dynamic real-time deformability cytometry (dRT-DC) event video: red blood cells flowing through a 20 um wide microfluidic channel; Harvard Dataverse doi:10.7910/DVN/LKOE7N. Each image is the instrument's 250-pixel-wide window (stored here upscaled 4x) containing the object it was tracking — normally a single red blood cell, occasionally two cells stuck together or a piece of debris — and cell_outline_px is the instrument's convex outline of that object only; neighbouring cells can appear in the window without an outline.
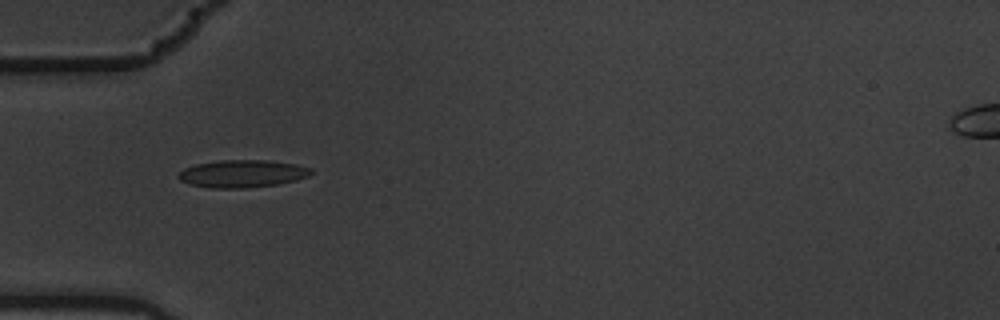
{"species": "common noctule bat (a hibernating species)", "species_latin": "Nyctalus noctula", "temperature_condition": "warm", "stored_images_in_passage": 6, "camera_frame_rate_fps": 3000, "um_per_image_px": 0.085, "animal": {"sex": "male", "body_mass_g": 19.5, "forearm_length_mm": 54.6}, "frame": {"image": 1, "passage_image": 5, "time_ms": 1.333, "image_size_px": [1000, 320], "cell_outline_px": [[312, 172], [308, 176], [296, 180], [276, 184], [244, 188], [212, 188], [192, 184], [180, 180], [176, 176], [184, 168], [196, 164], [220, 160], [268, 160], [296, 164], [312, 168]], "centroid_in_image_um": [20.6, 14.75], "position_along_channel_um": 64.4, "area_um2": 21.15}}
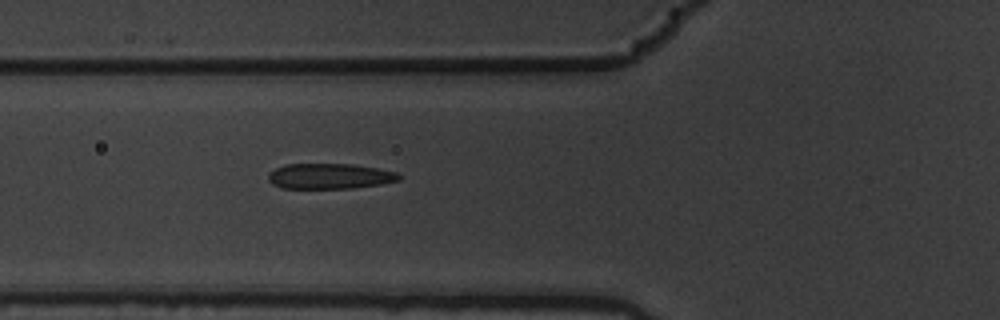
{"frame": {"image": 2, "passage_image": 6, "time_ms": 1.667, "image_size_px": [1000, 320], "cell_outline_px": [[400, 180], [380, 184], [352, 188], [280, 188], [272, 184], [268, 180], [268, 172], [284, 164], [352, 164], [376, 168], [396, 172], [400, 176]], "centroid_in_image_um": [27.97, 14.97], "position_along_channel_um": 97.8, "area_um2": 19.36}}